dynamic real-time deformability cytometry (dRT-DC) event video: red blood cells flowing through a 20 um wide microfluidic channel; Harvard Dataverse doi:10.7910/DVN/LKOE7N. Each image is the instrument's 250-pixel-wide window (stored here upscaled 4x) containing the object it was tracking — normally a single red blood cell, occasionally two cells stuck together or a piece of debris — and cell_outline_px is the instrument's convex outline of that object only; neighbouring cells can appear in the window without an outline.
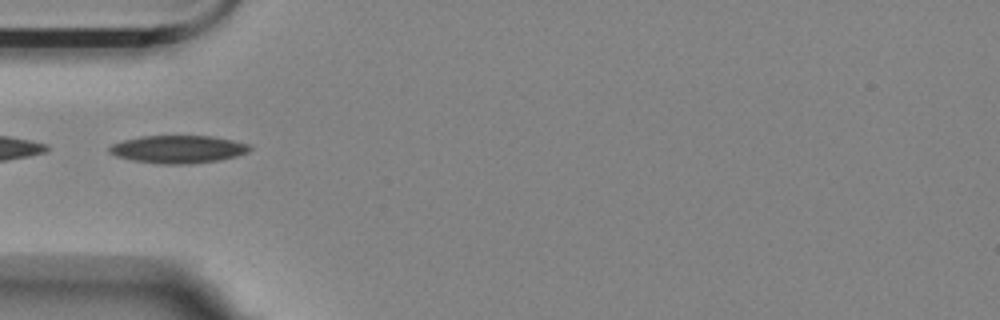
{"species": "Egyptian fruit bat (a non-hibernating species)", "species_latin": "Rousettus aegyptiacus", "temperature_condition": "room temperature", "stored_images_in_passage": 6, "camera_frame_rate_fps": 3000, "um_per_image_px": 0.085, "animal": {"sex": "female"}, "frame": {"image": 1, "passage_image": 2, "time_ms": 0.333, "image_size_px": [1000, 320], "cell_outline_px": [[252, 148], [248, 152], [236, 156], [216, 160], [188, 164], [164, 164], [132, 160], [116, 156], [108, 152], [108, 148], [112, 144], [124, 140], [140, 136], [212, 136], [252, 144]], "centroid_in_image_um": [15.15, 12.68], "position_along_channel_um": 69.9, "area_um2": 22.66}}
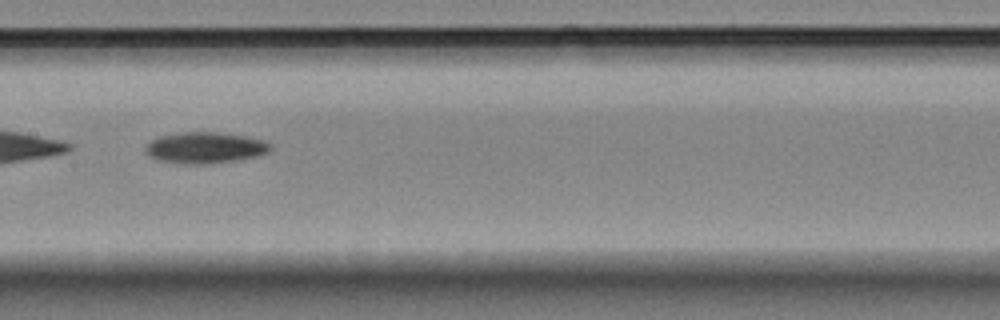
{"frame": {"image": 2, "passage_image": 5, "time_ms": 1.333, "image_size_px": [1000, 320], "cell_outline_px": [[272, 148], [268, 152], [256, 156], [236, 160], [204, 164], [184, 164], [156, 160], [148, 156], [144, 152], [144, 148], [152, 140], [160, 136], [176, 132], [216, 132], [244, 136], [268, 140]], "centroid_in_image_um": [17.41, 12.55], "position_along_channel_um": 190.0, "area_um2": 22.89}}
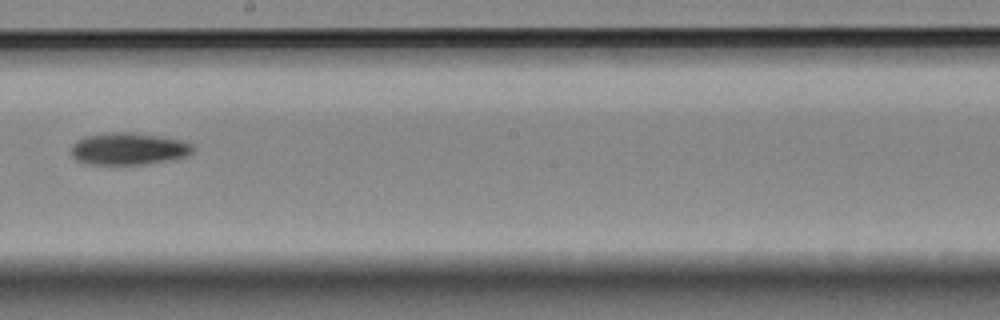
{"frame": {"image": 3, "passage_image": 6, "time_ms": 1.667, "image_size_px": [1000, 320], "cell_outline_px": [[192, 152], [188, 156], [168, 160], [140, 164], [88, 164], [76, 160], [72, 156], [72, 144], [76, 140], [84, 136], [108, 132], [132, 132], [160, 136], [184, 140], [192, 144]], "centroid_in_image_um": [10.91, 12.63], "position_along_channel_um": 237.3, "area_um2": 22.83}}